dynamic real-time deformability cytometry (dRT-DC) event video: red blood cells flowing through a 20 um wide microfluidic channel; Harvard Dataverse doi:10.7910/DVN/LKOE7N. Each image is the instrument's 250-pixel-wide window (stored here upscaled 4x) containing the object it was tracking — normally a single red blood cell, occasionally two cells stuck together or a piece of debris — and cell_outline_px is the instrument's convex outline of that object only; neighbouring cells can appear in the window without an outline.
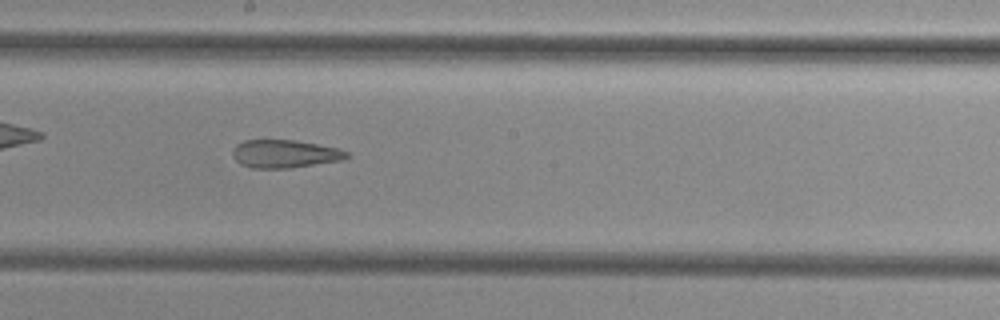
{"species": "common noctule bat (a hibernating species)", "species_latin": "Nyctalus noctula", "temperature_condition": "cold", "stored_images_in_passage": 41, "camera_frame_rate_fps": 3000, "um_per_image_px": 0.085, "animal": {"sex": "female", "body_mass_g": 29.2, "forearm_length_mm": 56.3}, "frame": {"image": 1, "passage_image": 18, "time_ms": 5.667, "image_size_px": [1000, 320], "cell_outline_px": [[348, 156], [344, 160], [292, 168], [252, 168], [240, 164], [232, 156], [232, 148], [236, 144], [244, 140], [296, 140], [340, 148], [348, 152]], "centroid_in_image_um": [24.21, 13.07], "position_along_channel_um": 224.0, "area_um2": 18.9}}